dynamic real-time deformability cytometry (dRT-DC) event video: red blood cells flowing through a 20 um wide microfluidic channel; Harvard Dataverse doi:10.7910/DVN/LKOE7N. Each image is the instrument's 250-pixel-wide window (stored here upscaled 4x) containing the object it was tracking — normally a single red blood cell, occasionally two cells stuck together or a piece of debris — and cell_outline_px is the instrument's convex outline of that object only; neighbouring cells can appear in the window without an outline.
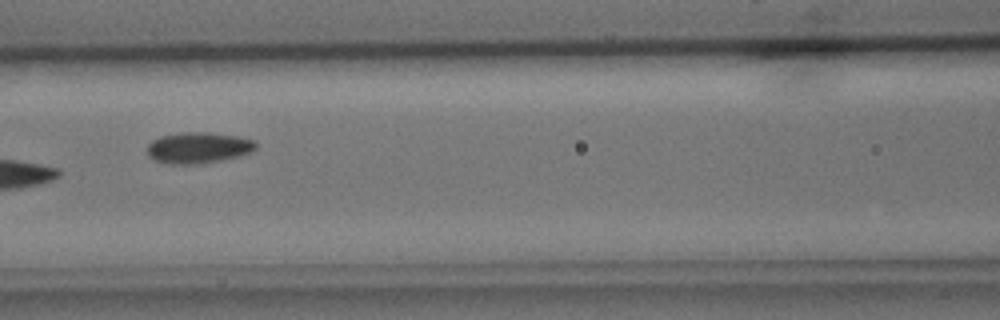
{"species": "common noctule bat (a hibernating species)", "species_latin": "Nyctalus noctula", "temperature_condition": "cold", "stored_images_in_passage": 15, "camera_frame_rate_fps": 3000, "um_per_image_px": 0.085, "animal": {"sex": "male", "body_mass_g": 15.6}, "frame": {"image": 1, "passage_image": 7, "time_ms": 7.333, "image_size_px": [1000, 320], "cell_outline_px": [[256, 148], [252, 152], [220, 160], [192, 164], [168, 164], [156, 160], [148, 156], [148, 144], [152, 140], [160, 136], [184, 132], [208, 132], [236, 136], [256, 140]], "centroid_in_image_um": [16.85, 12.54], "position_along_channel_um": 149.8, "area_um2": 19.54}}
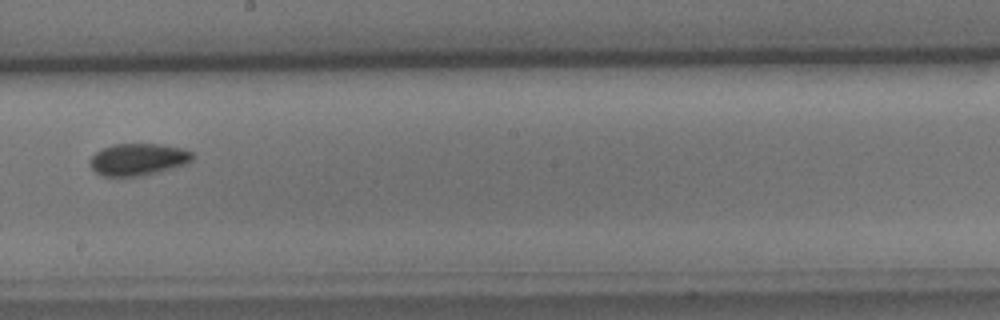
{"frame": {"image": 2, "passage_image": 9, "time_ms": 9.667, "image_size_px": [1000, 320], "cell_outline_px": [[196, 156], [192, 160], [176, 168], [140, 176], [100, 176], [88, 164], [88, 160], [96, 152], [112, 144], [160, 144], [180, 148], [192, 152]], "centroid_in_image_um": [11.73, 13.55], "position_along_channel_um": 236.5, "area_um2": 19.25}, "authors_computed_cell_mechanics": {"area_um2": 19.5942, "velocity_mm_per_s": 3.715, "shape_relaxation_time_tau1_ms": 2.2956, "shape_relaxation_time_tau2_ms": null, "deformation_change_tau1": 0.0729, "deformation_change_tau2": null}}